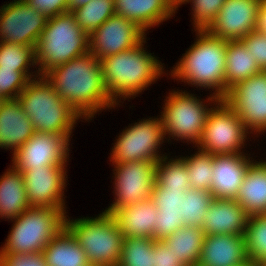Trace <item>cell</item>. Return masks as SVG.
<instances>
[{
	"mask_svg": "<svg viewBox=\"0 0 266 266\" xmlns=\"http://www.w3.org/2000/svg\"><path fill=\"white\" fill-rule=\"evenodd\" d=\"M44 77L81 118L90 119L101 108L117 105L104 84L101 64L91 52L52 68Z\"/></svg>",
	"mask_w": 266,
	"mask_h": 266,
	"instance_id": "1",
	"label": "cell"
},
{
	"mask_svg": "<svg viewBox=\"0 0 266 266\" xmlns=\"http://www.w3.org/2000/svg\"><path fill=\"white\" fill-rule=\"evenodd\" d=\"M197 41L171 71V76L192 85L212 88L209 101L225 98V65L227 41L214 37L207 30H197Z\"/></svg>",
	"mask_w": 266,
	"mask_h": 266,
	"instance_id": "2",
	"label": "cell"
},
{
	"mask_svg": "<svg viewBox=\"0 0 266 266\" xmlns=\"http://www.w3.org/2000/svg\"><path fill=\"white\" fill-rule=\"evenodd\" d=\"M143 43L144 40L133 48L99 60L104 84L115 103L119 96L125 99L139 94L163 73L160 61L145 52Z\"/></svg>",
	"mask_w": 266,
	"mask_h": 266,
	"instance_id": "3",
	"label": "cell"
},
{
	"mask_svg": "<svg viewBox=\"0 0 266 266\" xmlns=\"http://www.w3.org/2000/svg\"><path fill=\"white\" fill-rule=\"evenodd\" d=\"M89 52V35L76 23L71 12L48 17L35 46L38 75ZM41 73V74H40Z\"/></svg>",
	"mask_w": 266,
	"mask_h": 266,
	"instance_id": "4",
	"label": "cell"
},
{
	"mask_svg": "<svg viewBox=\"0 0 266 266\" xmlns=\"http://www.w3.org/2000/svg\"><path fill=\"white\" fill-rule=\"evenodd\" d=\"M38 79L30 80L19 94L17 99L22 110L30 118L36 132L71 135L76 120L81 116L61 100L44 76Z\"/></svg>",
	"mask_w": 266,
	"mask_h": 266,
	"instance_id": "5",
	"label": "cell"
},
{
	"mask_svg": "<svg viewBox=\"0 0 266 266\" xmlns=\"http://www.w3.org/2000/svg\"><path fill=\"white\" fill-rule=\"evenodd\" d=\"M65 226L85 251L91 266H118L124 237L111 213L104 211L91 219L66 218Z\"/></svg>",
	"mask_w": 266,
	"mask_h": 266,
	"instance_id": "6",
	"label": "cell"
},
{
	"mask_svg": "<svg viewBox=\"0 0 266 266\" xmlns=\"http://www.w3.org/2000/svg\"><path fill=\"white\" fill-rule=\"evenodd\" d=\"M66 212L51 207L30 206L15 220L0 254L37 253L65 226Z\"/></svg>",
	"mask_w": 266,
	"mask_h": 266,
	"instance_id": "7",
	"label": "cell"
},
{
	"mask_svg": "<svg viewBox=\"0 0 266 266\" xmlns=\"http://www.w3.org/2000/svg\"><path fill=\"white\" fill-rule=\"evenodd\" d=\"M216 108L207 115L204 132L197 143L198 149L216 154H242L240 149L245 142L247 129L235 110L220 99ZM239 150V151H238Z\"/></svg>",
	"mask_w": 266,
	"mask_h": 266,
	"instance_id": "8",
	"label": "cell"
},
{
	"mask_svg": "<svg viewBox=\"0 0 266 266\" xmlns=\"http://www.w3.org/2000/svg\"><path fill=\"white\" fill-rule=\"evenodd\" d=\"M169 94L160 116L164 135L166 136L167 132L173 138L186 139L197 145L211 109L206 108L200 99L185 91H173Z\"/></svg>",
	"mask_w": 266,
	"mask_h": 266,
	"instance_id": "9",
	"label": "cell"
},
{
	"mask_svg": "<svg viewBox=\"0 0 266 266\" xmlns=\"http://www.w3.org/2000/svg\"><path fill=\"white\" fill-rule=\"evenodd\" d=\"M164 137L161 118L141 120L119 135L110 161L115 164L142 160L158 161L162 157L157 153V149Z\"/></svg>",
	"mask_w": 266,
	"mask_h": 266,
	"instance_id": "10",
	"label": "cell"
},
{
	"mask_svg": "<svg viewBox=\"0 0 266 266\" xmlns=\"http://www.w3.org/2000/svg\"><path fill=\"white\" fill-rule=\"evenodd\" d=\"M47 21L25 0H14L0 8V42L35 47Z\"/></svg>",
	"mask_w": 266,
	"mask_h": 266,
	"instance_id": "11",
	"label": "cell"
},
{
	"mask_svg": "<svg viewBox=\"0 0 266 266\" xmlns=\"http://www.w3.org/2000/svg\"><path fill=\"white\" fill-rule=\"evenodd\" d=\"M224 100L235 110L247 130H266V71L261 70L236 84Z\"/></svg>",
	"mask_w": 266,
	"mask_h": 266,
	"instance_id": "12",
	"label": "cell"
},
{
	"mask_svg": "<svg viewBox=\"0 0 266 266\" xmlns=\"http://www.w3.org/2000/svg\"><path fill=\"white\" fill-rule=\"evenodd\" d=\"M157 161H133L115 165V202L105 212L151 198Z\"/></svg>",
	"mask_w": 266,
	"mask_h": 266,
	"instance_id": "13",
	"label": "cell"
},
{
	"mask_svg": "<svg viewBox=\"0 0 266 266\" xmlns=\"http://www.w3.org/2000/svg\"><path fill=\"white\" fill-rule=\"evenodd\" d=\"M69 138L70 135L35 132L13 153V166L23 173L30 168L65 165L69 155Z\"/></svg>",
	"mask_w": 266,
	"mask_h": 266,
	"instance_id": "14",
	"label": "cell"
},
{
	"mask_svg": "<svg viewBox=\"0 0 266 266\" xmlns=\"http://www.w3.org/2000/svg\"><path fill=\"white\" fill-rule=\"evenodd\" d=\"M144 34L136 23L114 14L89 35V52L101 60L135 47L146 39Z\"/></svg>",
	"mask_w": 266,
	"mask_h": 266,
	"instance_id": "15",
	"label": "cell"
},
{
	"mask_svg": "<svg viewBox=\"0 0 266 266\" xmlns=\"http://www.w3.org/2000/svg\"><path fill=\"white\" fill-rule=\"evenodd\" d=\"M262 0H226L207 31L226 41L241 40L257 29Z\"/></svg>",
	"mask_w": 266,
	"mask_h": 266,
	"instance_id": "16",
	"label": "cell"
},
{
	"mask_svg": "<svg viewBox=\"0 0 266 266\" xmlns=\"http://www.w3.org/2000/svg\"><path fill=\"white\" fill-rule=\"evenodd\" d=\"M65 165L30 168L23 172L25 191L30 206L65 209Z\"/></svg>",
	"mask_w": 266,
	"mask_h": 266,
	"instance_id": "17",
	"label": "cell"
},
{
	"mask_svg": "<svg viewBox=\"0 0 266 266\" xmlns=\"http://www.w3.org/2000/svg\"><path fill=\"white\" fill-rule=\"evenodd\" d=\"M249 263L244 235H206L197 266H244Z\"/></svg>",
	"mask_w": 266,
	"mask_h": 266,
	"instance_id": "18",
	"label": "cell"
},
{
	"mask_svg": "<svg viewBox=\"0 0 266 266\" xmlns=\"http://www.w3.org/2000/svg\"><path fill=\"white\" fill-rule=\"evenodd\" d=\"M248 217L235 199L213 198L201 228L205 235H245Z\"/></svg>",
	"mask_w": 266,
	"mask_h": 266,
	"instance_id": "19",
	"label": "cell"
},
{
	"mask_svg": "<svg viewBox=\"0 0 266 266\" xmlns=\"http://www.w3.org/2000/svg\"><path fill=\"white\" fill-rule=\"evenodd\" d=\"M251 161L243 154L213 155V198L234 199Z\"/></svg>",
	"mask_w": 266,
	"mask_h": 266,
	"instance_id": "20",
	"label": "cell"
},
{
	"mask_svg": "<svg viewBox=\"0 0 266 266\" xmlns=\"http://www.w3.org/2000/svg\"><path fill=\"white\" fill-rule=\"evenodd\" d=\"M185 192L163 189L160 185H154L151 199L158 209L153 236L154 240H163L184 226L181 215H183Z\"/></svg>",
	"mask_w": 266,
	"mask_h": 266,
	"instance_id": "21",
	"label": "cell"
},
{
	"mask_svg": "<svg viewBox=\"0 0 266 266\" xmlns=\"http://www.w3.org/2000/svg\"><path fill=\"white\" fill-rule=\"evenodd\" d=\"M35 132L18 99L4 100L0 108V148H13L15 153Z\"/></svg>",
	"mask_w": 266,
	"mask_h": 266,
	"instance_id": "22",
	"label": "cell"
},
{
	"mask_svg": "<svg viewBox=\"0 0 266 266\" xmlns=\"http://www.w3.org/2000/svg\"><path fill=\"white\" fill-rule=\"evenodd\" d=\"M115 14L136 23L146 31L170 18L176 5L171 0H114Z\"/></svg>",
	"mask_w": 266,
	"mask_h": 266,
	"instance_id": "23",
	"label": "cell"
},
{
	"mask_svg": "<svg viewBox=\"0 0 266 266\" xmlns=\"http://www.w3.org/2000/svg\"><path fill=\"white\" fill-rule=\"evenodd\" d=\"M158 209L152 199L123 206L112 215L115 217L123 237L152 238Z\"/></svg>",
	"mask_w": 266,
	"mask_h": 266,
	"instance_id": "24",
	"label": "cell"
},
{
	"mask_svg": "<svg viewBox=\"0 0 266 266\" xmlns=\"http://www.w3.org/2000/svg\"><path fill=\"white\" fill-rule=\"evenodd\" d=\"M234 199L249 217L266 214V161H251Z\"/></svg>",
	"mask_w": 266,
	"mask_h": 266,
	"instance_id": "25",
	"label": "cell"
},
{
	"mask_svg": "<svg viewBox=\"0 0 266 266\" xmlns=\"http://www.w3.org/2000/svg\"><path fill=\"white\" fill-rule=\"evenodd\" d=\"M47 266H91L85 251L64 226L43 249Z\"/></svg>",
	"mask_w": 266,
	"mask_h": 266,
	"instance_id": "26",
	"label": "cell"
},
{
	"mask_svg": "<svg viewBox=\"0 0 266 266\" xmlns=\"http://www.w3.org/2000/svg\"><path fill=\"white\" fill-rule=\"evenodd\" d=\"M29 207L23 173L12 166L0 178V216L12 220Z\"/></svg>",
	"mask_w": 266,
	"mask_h": 266,
	"instance_id": "27",
	"label": "cell"
},
{
	"mask_svg": "<svg viewBox=\"0 0 266 266\" xmlns=\"http://www.w3.org/2000/svg\"><path fill=\"white\" fill-rule=\"evenodd\" d=\"M258 64L241 40L227 41L225 65V96L245 79L260 72Z\"/></svg>",
	"mask_w": 266,
	"mask_h": 266,
	"instance_id": "28",
	"label": "cell"
},
{
	"mask_svg": "<svg viewBox=\"0 0 266 266\" xmlns=\"http://www.w3.org/2000/svg\"><path fill=\"white\" fill-rule=\"evenodd\" d=\"M205 236L200 226L184 225L163 241L177 256V261L186 266H197Z\"/></svg>",
	"mask_w": 266,
	"mask_h": 266,
	"instance_id": "29",
	"label": "cell"
},
{
	"mask_svg": "<svg viewBox=\"0 0 266 266\" xmlns=\"http://www.w3.org/2000/svg\"><path fill=\"white\" fill-rule=\"evenodd\" d=\"M164 157L162 156V158L157 161L154 185H160L163 189H174L179 191L190 189L188 179L189 173L185 160L180 157L174 160L170 159V161L167 162V156Z\"/></svg>",
	"mask_w": 266,
	"mask_h": 266,
	"instance_id": "30",
	"label": "cell"
},
{
	"mask_svg": "<svg viewBox=\"0 0 266 266\" xmlns=\"http://www.w3.org/2000/svg\"><path fill=\"white\" fill-rule=\"evenodd\" d=\"M76 23L90 35L115 14L114 0H92L71 12Z\"/></svg>",
	"mask_w": 266,
	"mask_h": 266,
	"instance_id": "31",
	"label": "cell"
},
{
	"mask_svg": "<svg viewBox=\"0 0 266 266\" xmlns=\"http://www.w3.org/2000/svg\"><path fill=\"white\" fill-rule=\"evenodd\" d=\"M244 237L249 262L257 266L266 260V214L248 217Z\"/></svg>",
	"mask_w": 266,
	"mask_h": 266,
	"instance_id": "32",
	"label": "cell"
},
{
	"mask_svg": "<svg viewBox=\"0 0 266 266\" xmlns=\"http://www.w3.org/2000/svg\"><path fill=\"white\" fill-rule=\"evenodd\" d=\"M154 239L124 237L118 266H153Z\"/></svg>",
	"mask_w": 266,
	"mask_h": 266,
	"instance_id": "33",
	"label": "cell"
},
{
	"mask_svg": "<svg viewBox=\"0 0 266 266\" xmlns=\"http://www.w3.org/2000/svg\"><path fill=\"white\" fill-rule=\"evenodd\" d=\"M198 152L191 157H183L189 173L190 189L210 192L213 180V155L200 149Z\"/></svg>",
	"mask_w": 266,
	"mask_h": 266,
	"instance_id": "34",
	"label": "cell"
},
{
	"mask_svg": "<svg viewBox=\"0 0 266 266\" xmlns=\"http://www.w3.org/2000/svg\"><path fill=\"white\" fill-rule=\"evenodd\" d=\"M183 199V215L181 216L184 225L202 227L206 211L213 200L211 192L188 189Z\"/></svg>",
	"mask_w": 266,
	"mask_h": 266,
	"instance_id": "35",
	"label": "cell"
},
{
	"mask_svg": "<svg viewBox=\"0 0 266 266\" xmlns=\"http://www.w3.org/2000/svg\"><path fill=\"white\" fill-rule=\"evenodd\" d=\"M36 62L35 47L0 42V69L28 71V66Z\"/></svg>",
	"mask_w": 266,
	"mask_h": 266,
	"instance_id": "36",
	"label": "cell"
},
{
	"mask_svg": "<svg viewBox=\"0 0 266 266\" xmlns=\"http://www.w3.org/2000/svg\"><path fill=\"white\" fill-rule=\"evenodd\" d=\"M28 71L0 69V96L6 99H17L31 80Z\"/></svg>",
	"mask_w": 266,
	"mask_h": 266,
	"instance_id": "37",
	"label": "cell"
},
{
	"mask_svg": "<svg viewBox=\"0 0 266 266\" xmlns=\"http://www.w3.org/2000/svg\"><path fill=\"white\" fill-rule=\"evenodd\" d=\"M189 1L193 4L194 28L197 31L210 27L226 0H184L182 3Z\"/></svg>",
	"mask_w": 266,
	"mask_h": 266,
	"instance_id": "38",
	"label": "cell"
},
{
	"mask_svg": "<svg viewBox=\"0 0 266 266\" xmlns=\"http://www.w3.org/2000/svg\"><path fill=\"white\" fill-rule=\"evenodd\" d=\"M241 41L254 57L260 70L266 71V33L255 29L242 38Z\"/></svg>",
	"mask_w": 266,
	"mask_h": 266,
	"instance_id": "39",
	"label": "cell"
},
{
	"mask_svg": "<svg viewBox=\"0 0 266 266\" xmlns=\"http://www.w3.org/2000/svg\"><path fill=\"white\" fill-rule=\"evenodd\" d=\"M0 266H47L42 252L0 254Z\"/></svg>",
	"mask_w": 266,
	"mask_h": 266,
	"instance_id": "40",
	"label": "cell"
},
{
	"mask_svg": "<svg viewBox=\"0 0 266 266\" xmlns=\"http://www.w3.org/2000/svg\"><path fill=\"white\" fill-rule=\"evenodd\" d=\"M26 3L47 17L68 12V0H25Z\"/></svg>",
	"mask_w": 266,
	"mask_h": 266,
	"instance_id": "41",
	"label": "cell"
},
{
	"mask_svg": "<svg viewBox=\"0 0 266 266\" xmlns=\"http://www.w3.org/2000/svg\"><path fill=\"white\" fill-rule=\"evenodd\" d=\"M153 266H186L177 261L173 251H169L168 245L163 240H155L153 248Z\"/></svg>",
	"mask_w": 266,
	"mask_h": 266,
	"instance_id": "42",
	"label": "cell"
},
{
	"mask_svg": "<svg viewBox=\"0 0 266 266\" xmlns=\"http://www.w3.org/2000/svg\"><path fill=\"white\" fill-rule=\"evenodd\" d=\"M257 30L266 33V0H262L258 10Z\"/></svg>",
	"mask_w": 266,
	"mask_h": 266,
	"instance_id": "43",
	"label": "cell"
},
{
	"mask_svg": "<svg viewBox=\"0 0 266 266\" xmlns=\"http://www.w3.org/2000/svg\"><path fill=\"white\" fill-rule=\"evenodd\" d=\"M90 1L92 0H68V12H72L73 10L84 6Z\"/></svg>",
	"mask_w": 266,
	"mask_h": 266,
	"instance_id": "44",
	"label": "cell"
},
{
	"mask_svg": "<svg viewBox=\"0 0 266 266\" xmlns=\"http://www.w3.org/2000/svg\"><path fill=\"white\" fill-rule=\"evenodd\" d=\"M175 5H176V7L178 8V6L179 5H181L182 4V2L184 1V0H171Z\"/></svg>",
	"mask_w": 266,
	"mask_h": 266,
	"instance_id": "45",
	"label": "cell"
},
{
	"mask_svg": "<svg viewBox=\"0 0 266 266\" xmlns=\"http://www.w3.org/2000/svg\"><path fill=\"white\" fill-rule=\"evenodd\" d=\"M257 266H266V260L262 261V262L259 263Z\"/></svg>",
	"mask_w": 266,
	"mask_h": 266,
	"instance_id": "46",
	"label": "cell"
},
{
	"mask_svg": "<svg viewBox=\"0 0 266 266\" xmlns=\"http://www.w3.org/2000/svg\"><path fill=\"white\" fill-rule=\"evenodd\" d=\"M4 100H5V99H4L3 97L0 96V108H1V105H2V103L4 102Z\"/></svg>",
	"mask_w": 266,
	"mask_h": 266,
	"instance_id": "47",
	"label": "cell"
},
{
	"mask_svg": "<svg viewBox=\"0 0 266 266\" xmlns=\"http://www.w3.org/2000/svg\"><path fill=\"white\" fill-rule=\"evenodd\" d=\"M244 266H256L253 263L249 262L248 264L244 265Z\"/></svg>",
	"mask_w": 266,
	"mask_h": 266,
	"instance_id": "48",
	"label": "cell"
}]
</instances>
